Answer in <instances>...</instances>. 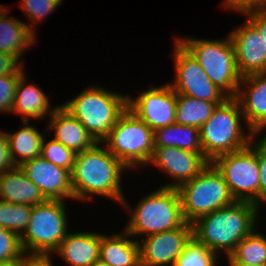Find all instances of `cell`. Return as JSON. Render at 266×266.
Instances as JSON below:
<instances>
[{
  "instance_id": "1",
  "label": "cell",
  "mask_w": 266,
  "mask_h": 266,
  "mask_svg": "<svg viewBox=\"0 0 266 266\" xmlns=\"http://www.w3.org/2000/svg\"><path fill=\"white\" fill-rule=\"evenodd\" d=\"M124 171L130 172L103 143L77 153L71 172L74 200L84 203L99 196L122 204L125 197L122 187Z\"/></svg>"
},
{
  "instance_id": "2",
  "label": "cell",
  "mask_w": 266,
  "mask_h": 266,
  "mask_svg": "<svg viewBox=\"0 0 266 266\" xmlns=\"http://www.w3.org/2000/svg\"><path fill=\"white\" fill-rule=\"evenodd\" d=\"M261 209L253 203L235 201L201 216L192 223L193 237L219 257L230 255L241 240L258 226Z\"/></svg>"
},
{
  "instance_id": "3",
  "label": "cell",
  "mask_w": 266,
  "mask_h": 266,
  "mask_svg": "<svg viewBox=\"0 0 266 266\" xmlns=\"http://www.w3.org/2000/svg\"><path fill=\"white\" fill-rule=\"evenodd\" d=\"M141 198L134 208L126 197L120 205L130 217L123 228L136 241L140 237L169 231L185 223L177 188L160 186Z\"/></svg>"
},
{
  "instance_id": "4",
  "label": "cell",
  "mask_w": 266,
  "mask_h": 266,
  "mask_svg": "<svg viewBox=\"0 0 266 266\" xmlns=\"http://www.w3.org/2000/svg\"><path fill=\"white\" fill-rule=\"evenodd\" d=\"M128 95L94 83L61 106L81 122L97 143H102L127 110Z\"/></svg>"
},
{
  "instance_id": "5",
  "label": "cell",
  "mask_w": 266,
  "mask_h": 266,
  "mask_svg": "<svg viewBox=\"0 0 266 266\" xmlns=\"http://www.w3.org/2000/svg\"><path fill=\"white\" fill-rule=\"evenodd\" d=\"M255 136L247 126L236 97H228L218 104L200 128L203 155L209 162L218 156L246 148Z\"/></svg>"
},
{
  "instance_id": "6",
  "label": "cell",
  "mask_w": 266,
  "mask_h": 266,
  "mask_svg": "<svg viewBox=\"0 0 266 266\" xmlns=\"http://www.w3.org/2000/svg\"><path fill=\"white\" fill-rule=\"evenodd\" d=\"M185 37L175 38L196 58L214 85L228 97H236L242 77L237 70L229 35L217 40Z\"/></svg>"
},
{
  "instance_id": "7",
  "label": "cell",
  "mask_w": 266,
  "mask_h": 266,
  "mask_svg": "<svg viewBox=\"0 0 266 266\" xmlns=\"http://www.w3.org/2000/svg\"><path fill=\"white\" fill-rule=\"evenodd\" d=\"M102 143L130 171L144 170L154 152V131L127 108Z\"/></svg>"
},
{
  "instance_id": "8",
  "label": "cell",
  "mask_w": 266,
  "mask_h": 266,
  "mask_svg": "<svg viewBox=\"0 0 266 266\" xmlns=\"http://www.w3.org/2000/svg\"><path fill=\"white\" fill-rule=\"evenodd\" d=\"M66 201L45 200L33 206L29 223L20 236L25 254L52 255L69 232Z\"/></svg>"
},
{
  "instance_id": "9",
  "label": "cell",
  "mask_w": 266,
  "mask_h": 266,
  "mask_svg": "<svg viewBox=\"0 0 266 266\" xmlns=\"http://www.w3.org/2000/svg\"><path fill=\"white\" fill-rule=\"evenodd\" d=\"M182 215L187 223L235 202L221 173L209 162L192 180L178 188Z\"/></svg>"
},
{
  "instance_id": "10",
  "label": "cell",
  "mask_w": 266,
  "mask_h": 266,
  "mask_svg": "<svg viewBox=\"0 0 266 266\" xmlns=\"http://www.w3.org/2000/svg\"><path fill=\"white\" fill-rule=\"evenodd\" d=\"M211 163L223 176L235 201L253 203L260 208L257 135L246 148L218 156Z\"/></svg>"
},
{
  "instance_id": "11",
  "label": "cell",
  "mask_w": 266,
  "mask_h": 266,
  "mask_svg": "<svg viewBox=\"0 0 266 266\" xmlns=\"http://www.w3.org/2000/svg\"><path fill=\"white\" fill-rule=\"evenodd\" d=\"M172 45L175 79L168 83L176 94L208 102H224L228 96L211 82L196 58L176 38Z\"/></svg>"
},
{
  "instance_id": "12",
  "label": "cell",
  "mask_w": 266,
  "mask_h": 266,
  "mask_svg": "<svg viewBox=\"0 0 266 266\" xmlns=\"http://www.w3.org/2000/svg\"><path fill=\"white\" fill-rule=\"evenodd\" d=\"M177 94L168 82L128 95V109L153 131L175 123Z\"/></svg>"
},
{
  "instance_id": "13",
  "label": "cell",
  "mask_w": 266,
  "mask_h": 266,
  "mask_svg": "<svg viewBox=\"0 0 266 266\" xmlns=\"http://www.w3.org/2000/svg\"><path fill=\"white\" fill-rule=\"evenodd\" d=\"M193 237L191 223L138 240L141 266H174Z\"/></svg>"
},
{
  "instance_id": "14",
  "label": "cell",
  "mask_w": 266,
  "mask_h": 266,
  "mask_svg": "<svg viewBox=\"0 0 266 266\" xmlns=\"http://www.w3.org/2000/svg\"><path fill=\"white\" fill-rule=\"evenodd\" d=\"M209 163L199 152L183 150L178 147L154 148L149 164L157 167L172 181L161 187L178 188L181 184L195 178Z\"/></svg>"
},
{
  "instance_id": "15",
  "label": "cell",
  "mask_w": 266,
  "mask_h": 266,
  "mask_svg": "<svg viewBox=\"0 0 266 266\" xmlns=\"http://www.w3.org/2000/svg\"><path fill=\"white\" fill-rule=\"evenodd\" d=\"M20 169L47 200H74L71 172L54 165L42 156L23 162Z\"/></svg>"
},
{
  "instance_id": "16",
  "label": "cell",
  "mask_w": 266,
  "mask_h": 266,
  "mask_svg": "<svg viewBox=\"0 0 266 266\" xmlns=\"http://www.w3.org/2000/svg\"><path fill=\"white\" fill-rule=\"evenodd\" d=\"M241 24L230 30L228 34L234 47L236 66L240 76L266 73L263 37L247 19Z\"/></svg>"
},
{
  "instance_id": "17",
  "label": "cell",
  "mask_w": 266,
  "mask_h": 266,
  "mask_svg": "<svg viewBox=\"0 0 266 266\" xmlns=\"http://www.w3.org/2000/svg\"><path fill=\"white\" fill-rule=\"evenodd\" d=\"M236 98L247 126L256 135H266V73L242 77Z\"/></svg>"
},
{
  "instance_id": "18",
  "label": "cell",
  "mask_w": 266,
  "mask_h": 266,
  "mask_svg": "<svg viewBox=\"0 0 266 266\" xmlns=\"http://www.w3.org/2000/svg\"><path fill=\"white\" fill-rule=\"evenodd\" d=\"M47 123L43 132L45 134L51 132L55 140L76 154L92 148L97 143L81 122L59 104Z\"/></svg>"
},
{
  "instance_id": "19",
  "label": "cell",
  "mask_w": 266,
  "mask_h": 266,
  "mask_svg": "<svg viewBox=\"0 0 266 266\" xmlns=\"http://www.w3.org/2000/svg\"><path fill=\"white\" fill-rule=\"evenodd\" d=\"M26 72L19 78L11 114L21 116V121L45 120L58 107L52 106L51 100L42 87L27 82ZM28 83V84H27Z\"/></svg>"
},
{
  "instance_id": "20",
  "label": "cell",
  "mask_w": 266,
  "mask_h": 266,
  "mask_svg": "<svg viewBox=\"0 0 266 266\" xmlns=\"http://www.w3.org/2000/svg\"><path fill=\"white\" fill-rule=\"evenodd\" d=\"M100 242L98 231H69L52 255L59 256L68 266H90L100 258Z\"/></svg>"
},
{
  "instance_id": "21",
  "label": "cell",
  "mask_w": 266,
  "mask_h": 266,
  "mask_svg": "<svg viewBox=\"0 0 266 266\" xmlns=\"http://www.w3.org/2000/svg\"><path fill=\"white\" fill-rule=\"evenodd\" d=\"M121 231L112 235L101 232L100 259L110 266H141L138 241L124 228Z\"/></svg>"
},
{
  "instance_id": "22",
  "label": "cell",
  "mask_w": 266,
  "mask_h": 266,
  "mask_svg": "<svg viewBox=\"0 0 266 266\" xmlns=\"http://www.w3.org/2000/svg\"><path fill=\"white\" fill-rule=\"evenodd\" d=\"M10 9L0 15V52L13 54L21 62L25 51L36 45L37 34L34 33L26 22L11 17ZM8 14V15H7Z\"/></svg>"
},
{
  "instance_id": "23",
  "label": "cell",
  "mask_w": 266,
  "mask_h": 266,
  "mask_svg": "<svg viewBox=\"0 0 266 266\" xmlns=\"http://www.w3.org/2000/svg\"><path fill=\"white\" fill-rule=\"evenodd\" d=\"M0 200L35 206L46 199L19 166L0 174Z\"/></svg>"
},
{
  "instance_id": "24",
  "label": "cell",
  "mask_w": 266,
  "mask_h": 266,
  "mask_svg": "<svg viewBox=\"0 0 266 266\" xmlns=\"http://www.w3.org/2000/svg\"><path fill=\"white\" fill-rule=\"evenodd\" d=\"M30 122L22 121L24 125H20L15 132L4 130L15 166H20L23 162L41 155L42 143L46 135Z\"/></svg>"
},
{
  "instance_id": "25",
  "label": "cell",
  "mask_w": 266,
  "mask_h": 266,
  "mask_svg": "<svg viewBox=\"0 0 266 266\" xmlns=\"http://www.w3.org/2000/svg\"><path fill=\"white\" fill-rule=\"evenodd\" d=\"M178 147L183 150L199 152L203 155L200 142V129L173 123L154 130V148Z\"/></svg>"
},
{
  "instance_id": "26",
  "label": "cell",
  "mask_w": 266,
  "mask_h": 266,
  "mask_svg": "<svg viewBox=\"0 0 266 266\" xmlns=\"http://www.w3.org/2000/svg\"><path fill=\"white\" fill-rule=\"evenodd\" d=\"M223 102H208L177 94L175 123L198 129L210 118L214 108Z\"/></svg>"
},
{
  "instance_id": "27",
  "label": "cell",
  "mask_w": 266,
  "mask_h": 266,
  "mask_svg": "<svg viewBox=\"0 0 266 266\" xmlns=\"http://www.w3.org/2000/svg\"><path fill=\"white\" fill-rule=\"evenodd\" d=\"M256 227L246 235L226 260H238L251 265L266 266V235Z\"/></svg>"
},
{
  "instance_id": "28",
  "label": "cell",
  "mask_w": 266,
  "mask_h": 266,
  "mask_svg": "<svg viewBox=\"0 0 266 266\" xmlns=\"http://www.w3.org/2000/svg\"><path fill=\"white\" fill-rule=\"evenodd\" d=\"M32 211V205L15 204L0 200V227L21 236L29 223Z\"/></svg>"
},
{
  "instance_id": "29",
  "label": "cell",
  "mask_w": 266,
  "mask_h": 266,
  "mask_svg": "<svg viewBox=\"0 0 266 266\" xmlns=\"http://www.w3.org/2000/svg\"><path fill=\"white\" fill-rule=\"evenodd\" d=\"M218 257L215 252L192 237L174 266H218L221 259Z\"/></svg>"
},
{
  "instance_id": "30",
  "label": "cell",
  "mask_w": 266,
  "mask_h": 266,
  "mask_svg": "<svg viewBox=\"0 0 266 266\" xmlns=\"http://www.w3.org/2000/svg\"><path fill=\"white\" fill-rule=\"evenodd\" d=\"M64 0H21L19 7L27 16L26 24L35 33V26L42 23L52 12L58 10Z\"/></svg>"
},
{
  "instance_id": "31",
  "label": "cell",
  "mask_w": 266,
  "mask_h": 266,
  "mask_svg": "<svg viewBox=\"0 0 266 266\" xmlns=\"http://www.w3.org/2000/svg\"><path fill=\"white\" fill-rule=\"evenodd\" d=\"M46 137L47 136H45L42 143L40 156L50 161L54 165L72 172L76 153L71 149L65 147L62 143L55 140L53 137L49 140H47Z\"/></svg>"
},
{
  "instance_id": "32",
  "label": "cell",
  "mask_w": 266,
  "mask_h": 266,
  "mask_svg": "<svg viewBox=\"0 0 266 266\" xmlns=\"http://www.w3.org/2000/svg\"><path fill=\"white\" fill-rule=\"evenodd\" d=\"M25 73L22 66L15 74L0 75V112L11 115L19 78Z\"/></svg>"
},
{
  "instance_id": "33",
  "label": "cell",
  "mask_w": 266,
  "mask_h": 266,
  "mask_svg": "<svg viewBox=\"0 0 266 266\" xmlns=\"http://www.w3.org/2000/svg\"><path fill=\"white\" fill-rule=\"evenodd\" d=\"M23 254L20 236L0 227V262L21 257Z\"/></svg>"
},
{
  "instance_id": "34",
  "label": "cell",
  "mask_w": 266,
  "mask_h": 266,
  "mask_svg": "<svg viewBox=\"0 0 266 266\" xmlns=\"http://www.w3.org/2000/svg\"><path fill=\"white\" fill-rule=\"evenodd\" d=\"M260 137V138H259ZM257 157L260 169V209L266 206V135H257Z\"/></svg>"
},
{
  "instance_id": "35",
  "label": "cell",
  "mask_w": 266,
  "mask_h": 266,
  "mask_svg": "<svg viewBox=\"0 0 266 266\" xmlns=\"http://www.w3.org/2000/svg\"><path fill=\"white\" fill-rule=\"evenodd\" d=\"M241 15H243L257 29L260 36L263 37L266 54V13L248 10Z\"/></svg>"
},
{
  "instance_id": "36",
  "label": "cell",
  "mask_w": 266,
  "mask_h": 266,
  "mask_svg": "<svg viewBox=\"0 0 266 266\" xmlns=\"http://www.w3.org/2000/svg\"><path fill=\"white\" fill-rule=\"evenodd\" d=\"M9 150L7 137L3 130L0 131V174L15 168Z\"/></svg>"
},
{
  "instance_id": "37",
  "label": "cell",
  "mask_w": 266,
  "mask_h": 266,
  "mask_svg": "<svg viewBox=\"0 0 266 266\" xmlns=\"http://www.w3.org/2000/svg\"><path fill=\"white\" fill-rule=\"evenodd\" d=\"M24 63L13 54L0 52V75L15 74Z\"/></svg>"
},
{
  "instance_id": "38",
  "label": "cell",
  "mask_w": 266,
  "mask_h": 266,
  "mask_svg": "<svg viewBox=\"0 0 266 266\" xmlns=\"http://www.w3.org/2000/svg\"><path fill=\"white\" fill-rule=\"evenodd\" d=\"M222 6L224 10L235 11V13H240V15L248 10H252L258 0H223Z\"/></svg>"
},
{
  "instance_id": "39",
  "label": "cell",
  "mask_w": 266,
  "mask_h": 266,
  "mask_svg": "<svg viewBox=\"0 0 266 266\" xmlns=\"http://www.w3.org/2000/svg\"><path fill=\"white\" fill-rule=\"evenodd\" d=\"M53 255L23 254L22 266H54Z\"/></svg>"
},
{
  "instance_id": "40",
  "label": "cell",
  "mask_w": 266,
  "mask_h": 266,
  "mask_svg": "<svg viewBox=\"0 0 266 266\" xmlns=\"http://www.w3.org/2000/svg\"><path fill=\"white\" fill-rule=\"evenodd\" d=\"M0 266H22V256L5 262H0Z\"/></svg>"
},
{
  "instance_id": "41",
  "label": "cell",
  "mask_w": 266,
  "mask_h": 266,
  "mask_svg": "<svg viewBox=\"0 0 266 266\" xmlns=\"http://www.w3.org/2000/svg\"><path fill=\"white\" fill-rule=\"evenodd\" d=\"M252 10L266 13V0H258L256 6Z\"/></svg>"
},
{
  "instance_id": "42",
  "label": "cell",
  "mask_w": 266,
  "mask_h": 266,
  "mask_svg": "<svg viewBox=\"0 0 266 266\" xmlns=\"http://www.w3.org/2000/svg\"><path fill=\"white\" fill-rule=\"evenodd\" d=\"M227 262L226 264H228V266H257V265H251L249 263L241 262L238 260H227Z\"/></svg>"
},
{
  "instance_id": "43",
  "label": "cell",
  "mask_w": 266,
  "mask_h": 266,
  "mask_svg": "<svg viewBox=\"0 0 266 266\" xmlns=\"http://www.w3.org/2000/svg\"><path fill=\"white\" fill-rule=\"evenodd\" d=\"M90 266H110L108 263L102 261L100 258L92 263Z\"/></svg>"
},
{
  "instance_id": "44",
  "label": "cell",
  "mask_w": 266,
  "mask_h": 266,
  "mask_svg": "<svg viewBox=\"0 0 266 266\" xmlns=\"http://www.w3.org/2000/svg\"><path fill=\"white\" fill-rule=\"evenodd\" d=\"M6 9H8V7L7 6H3V5H1L0 6V15L6 10Z\"/></svg>"
}]
</instances>
